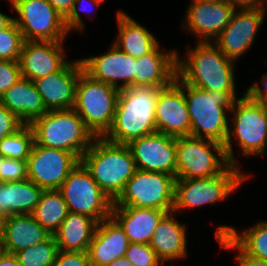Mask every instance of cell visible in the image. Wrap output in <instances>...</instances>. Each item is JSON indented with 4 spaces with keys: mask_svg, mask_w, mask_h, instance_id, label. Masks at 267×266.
<instances>
[{
    "mask_svg": "<svg viewBox=\"0 0 267 266\" xmlns=\"http://www.w3.org/2000/svg\"><path fill=\"white\" fill-rule=\"evenodd\" d=\"M176 164V178H208L230 165L223 144L193 136L176 138Z\"/></svg>",
    "mask_w": 267,
    "mask_h": 266,
    "instance_id": "9",
    "label": "cell"
},
{
    "mask_svg": "<svg viewBox=\"0 0 267 266\" xmlns=\"http://www.w3.org/2000/svg\"><path fill=\"white\" fill-rule=\"evenodd\" d=\"M59 191L71 213L87 215L98 223L111 216L114 202L81 162L69 173Z\"/></svg>",
    "mask_w": 267,
    "mask_h": 266,
    "instance_id": "11",
    "label": "cell"
},
{
    "mask_svg": "<svg viewBox=\"0 0 267 266\" xmlns=\"http://www.w3.org/2000/svg\"><path fill=\"white\" fill-rule=\"evenodd\" d=\"M80 163L72 152L33 144L27 158V178L43 190H59Z\"/></svg>",
    "mask_w": 267,
    "mask_h": 266,
    "instance_id": "13",
    "label": "cell"
},
{
    "mask_svg": "<svg viewBox=\"0 0 267 266\" xmlns=\"http://www.w3.org/2000/svg\"><path fill=\"white\" fill-rule=\"evenodd\" d=\"M171 211L135 206L112 207L111 216L120 224L130 243L149 244L154 229Z\"/></svg>",
    "mask_w": 267,
    "mask_h": 266,
    "instance_id": "23",
    "label": "cell"
},
{
    "mask_svg": "<svg viewBox=\"0 0 267 266\" xmlns=\"http://www.w3.org/2000/svg\"><path fill=\"white\" fill-rule=\"evenodd\" d=\"M63 41H24L20 53L21 77L34 81L61 70L68 61L63 57Z\"/></svg>",
    "mask_w": 267,
    "mask_h": 266,
    "instance_id": "20",
    "label": "cell"
},
{
    "mask_svg": "<svg viewBox=\"0 0 267 266\" xmlns=\"http://www.w3.org/2000/svg\"><path fill=\"white\" fill-rule=\"evenodd\" d=\"M191 121L190 136L225 144L229 119L227 112L238 99L236 92L204 91L183 82Z\"/></svg>",
    "mask_w": 267,
    "mask_h": 266,
    "instance_id": "4",
    "label": "cell"
},
{
    "mask_svg": "<svg viewBox=\"0 0 267 266\" xmlns=\"http://www.w3.org/2000/svg\"><path fill=\"white\" fill-rule=\"evenodd\" d=\"M176 177L137 169L112 207L135 206L173 211Z\"/></svg>",
    "mask_w": 267,
    "mask_h": 266,
    "instance_id": "10",
    "label": "cell"
},
{
    "mask_svg": "<svg viewBox=\"0 0 267 266\" xmlns=\"http://www.w3.org/2000/svg\"><path fill=\"white\" fill-rule=\"evenodd\" d=\"M119 89L92 79L84 71L76 87L73 109L95 137H103L111 128Z\"/></svg>",
    "mask_w": 267,
    "mask_h": 266,
    "instance_id": "7",
    "label": "cell"
},
{
    "mask_svg": "<svg viewBox=\"0 0 267 266\" xmlns=\"http://www.w3.org/2000/svg\"><path fill=\"white\" fill-rule=\"evenodd\" d=\"M51 266H92L87 252L58 251Z\"/></svg>",
    "mask_w": 267,
    "mask_h": 266,
    "instance_id": "39",
    "label": "cell"
},
{
    "mask_svg": "<svg viewBox=\"0 0 267 266\" xmlns=\"http://www.w3.org/2000/svg\"><path fill=\"white\" fill-rule=\"evenodd\" d=\"M264 4H265L264 1L261 0V7H262L263 9H266V8H265L266 5H264Z\"/></svg>",
    "mask_w": 267,
    "mask_h": 266,
    "instance_id": "52",
    "label": "cell"
},
{
    "mask_svg": "<svg viewBox=\"0 0 267 266\" xmlns=\"http://www.w3.org/2000/svg\"><path fill=\"white\" fill-rule=\"evenodd\" d=\"M87 1H89V3H92V4H95L96 5V7L98 8L99 7V5L101 4V3H103L104 2V0H87ZM88 3V4H89ZM84 4V0H75V2H74V4H73V6H72V10L70 11V13H69V15L64 19V23H65V26H66V28H67V30L69 31V32H71V30L73 31V30H82L83 31V28H84V25L85 24H83V21H82V18H81V15L79 14V11H78V7L80 8V10H81V8H82V6L85 8L86 6L85 5H83ZM78 6V7H77ZM83 10V9H82ZM81 10V11H82ZM91 10V9H90ZM84 11H86V13L88 12H90L88 9L87 10H85L84 9ZM83 11V12H84Z\"/></svg>",
    "mask_w": 267,
    "mask_h": 266,
    "instance_id": "40",
    "label": "cell"
},
{
    "mask_svg": "<svg viewBox=\"0 0 267 266\" xmlns=\"http://www.w3.org/2000/svg\"><path fill=\"white\" fill-rule=\"evenodd\" d=\"M221 248L225 249H237L238 254L236 259L238 260L239 266H267V261L257 259L245 254L227 235L216 238Z\"/></svg>",
    "mask_w": 267,
    "mask_h": 266,
    "instance_id": "41",
    "label": "cell"
},
{
    "mask_svg": "<svg viewBox=\"0 0 267 266\" xmlns=\"http://www.w3.org/2000/svg\"><path fill=\"white\" fill-rule=\"evenodd\" d=\"M229 4H231L235 9L236 7H240V9L244 8H258L261 7V0H226Z\"/></svg>",
    "mask_w": 267,
    "mask_h": 266,
    "instance_id": "44",
    "label": "cell"
},
{
    "mask_svg": "<svg viewBox=\"0 0 267 266\" xmlns=\"http://www.w3.org/2000/svg\"><path fill=\"white\" fill-rule=\"evenodd\" d=\"M13 21V17H9L0 12V31L7 28Z\"/></svg>",
    "mask_w": 267,
    "mask_h": 266,
    "instance_id": "47",
    "label": "cell"
},
{
    "mask_svg": "<svg viewBox=\"0 0 267 266\" xmlns=\"http://www.w3.org/2000/svg\"><path fill=\"white\" fill-rule=\"evenodd\" d=\"M30 126L37 145L69 151L79 159L95 138L73 108L47 111Z\"/></svg>",
    "mask_w": 267,
    "mask_h": 266,
    "instance_id": "5",
    "label": "cell"
},
{
    "mask_svg": "<svg viewBox=\"0 0 267 266\" xmlns=\"http://www.w3.org/2000/svg\"><path fill=\"white\" fill-rule=\"evenodd\" d=\"M0 266H21L15 254L5 252L0 259Z\"/></svg>",
    "mask_w": 267,
    "mask_h": 266,
    "instance_id": "45",
    "label": "cell"
},
{
    "mask_svg": "<svg viewBox=\"0 0 267 266\" xmlns=\"http://www.w3.org/2000/svg\"><path fill=\"white\" fill-rule=\"evenodd\" d=\"M69 213L59 190H44L39 203L32 212L34 219L52 235L59 229Z\"/></svg>",
    "mask_w": 267,
    "mask_h": 266,
    "instance_id": "31",
    "label": "cell"
},
{
    "mask_svg": "<svg viewBox=\"0 0 267 266\" xmlns=\"http://www.w3.org/2000/svg\"><path fill=\"white\" fill-rule=\"evenodd\" d=\"M261 84L263 88L259 86V83H255L247 89L246 93L252 100L267 105V73L261 78Z\"/></svg>",
    "mask_w": 267,
    "mask_h": 266,
    "instance_id": "42",
    "label": "cell"
},
{
    "mask_svg": "<svg viewBox=\"0 0 267 266\" xmlns=\"http://www.w3.org/2000/svg\"><path fill=\"white\" fill-rule=\"evenodd\" d=\"M158 44L150 53L136 58L135 86H155L164 88L170 85L177 75V51L165 52Z\"/></svg>",
    "mask_w": 267,
    "mask_h": 266,
    "instance_id": "21",
    "label": "cell"
},
{
    "mask_svg": "<svg viewBox=\"0 0 267 266\" xmlns=\"http://www.w3.org/2000/svg\"><path fill=\"white\" fill-rule=\"evenodd\" d=\"M173 213L168 212L161 219L149 243L163 263L187 256L186 227L177 222Z\"/></svg>",
    "mask_w": 267,
    "mask_h": 266,
    "instance_id": "25",
    "label": "cell"
},
{
    "mask_svg": "<svg viewBox=\"0 0 267 266\" xmlns=\"http://www.w3.org/2000/svg\"><path fill=\"white\" fill-rule=\"evenodd\" d=\"M52 234L32 214L6 216L0 241L7 253L16 252L47 240Z\"/></svg>",
    "mask_w": 267,
    "mask_h": 266,
    "instance_id": "24",
    "label": "cell"
},
{
    "mask_svg": "<svg viewBox=\"0 0 267 266\" xmlns=\"http://www.w3.org/2000/svg\"><path fill=\"white\" fill-rule=\"evenodd\" d=\"M134 266H163L156 252L149 244L130 243L125 255Z\"/></svg>",
    "mask_w": 267,
    "mask_h": 266,
    "instance_id": "35",
    "label": "cell"
},
{
    "mask_svg": "<svg viewBox=\"0 0 267 266\" xmlns=\"http://www.w3.org/2000/svg\"><path fill=\"white\" fill-rule=\"evenodd\" d=\"M186 11L184 30H188L198 42H212L229 24L234 7L226 0L220 2L191 1Z\"/></svg>",
    "mask_w": 267,
    "mask_h": 266,
    "instance_id": "19",
    "label": "cell"
},
{
    "mask_svg": "<svg viewBox=\"0 0 267 266\" xmlns=\"http://www.w3.org/2000/svg\"><path fill=\"white\" fill-rule=\"evenodd\" d=\"M34 142L32 127L24 124L17 132L0 140V151L5 158L27 161Z\"/></svg>",
    "mask_w": 267,
    "mask_h": 266,
    "instance_id": "32",
    "label": "cell"
},
{
    "mask_svg": "<svg viewBox=\"0 0 267 266\" xmlns=\"http://www.w3.org/2000/svg\"><path fill=\"white\" fill-rule=\"evenodd\" d=\"M111 47L103 55L80 59L84 72L92 79L119 90L135 87L136 58L119 50L114 44ZM120 80L121 85L118 84Z\"/></svg>",
    "mask_w": 267,
    "mask_h": 266,
    "instance_id": "17",
    "label": "cell"
},
{
    "mask_svg": "<svg viewBox=\"0 0 267 266\" xmlns=\"http://www.w3.org/2000/svg\"><path fill=\"white\" fill-rule=\"evenodd\" d=\"M118 32L114 45L134 58L150 53L159 42L148 29L132 19L127 13H117Z\"/></svg>",
    "mask_w": 267,
    "mask_h": 266,
    "instance_id": "29",
    "label": "cell"
},
{
    "mask_svg": "<svg viewBox=\"0 0 267 266\" xmlns=\"http://www.w3.org/2000/svg\"><path fill=\"white\" fill-rule=\"evenodd\" d=\"M80 162L113 202L137 170L129 147L110 142L104 137L94 138Z\"/></svg>",
    "mask_w": 267,
    "mask_h": 266,
    "instance_id": "3",
    "label": "cell"
},
{
    "mask_svg": "<svg viewBox=\"0 0 267 266\" xmlns=\"http://www.w3.org/2000/svg\"><path fill=\"white\" fill-rule=\"evenodd\" d=\"M24 41L23 35L14 21L7 28L1 30L0 60L19 61Z\"/></svg>",
    "mask_w": 267,
    "mask_h": 266,
    "instance_id": "34",
    "label": "cell"
},
{
    "mask_svg": "<svg viewBox=\"0 0 267 266\" xmlns=\"http://www.w3.org/2000/svg\"><path fill=\"white\" fill-rule=\"evenodd\" d=\"M186 59L177 52V76L204 91L235 92V61L227 58L213 42L189 46Z\"/></svg>",
    "mask_w": 267,
    "mask_h": 266,
    "instance_id": "2",
    "label": "cell"
},
{
    "mask_svg": "<svg viewBox=\"0 0 267 266\" xmlns=\"http://www.w3.org/2000/svg\"><path fill=\"white\" fill-rule=\"evenodd\" d=\"M247 178L238 166L231 164L221 174L208 178H176L173 212L226 201Z\"/></svg>",
    "mask_w": 267,
    "mask_h": 266,
    "instance_id": "8",
    "label": "cell"
},
{
    "mask_svg": "<svg viewBox=\"0 0 267 266\" xmlns=\"http://www.w3.org/2000/svg\"><path fill=\"white\" fill-rule=\"evenodd\" d=\"M0 103L13 112L24 124L30 125L47 112L33 81L21 78L0 98Z\"/></svg>",
    "mask_w": 267,
    "mask_h": 266,
    "instance_id": "26",
    "label": "cell"
},
{
    "mask_svg": "<svg viewBox=\"0 0 267 266\" xmlns=\"http://www.w3.org/2000/svg\"><path fill=\"white\" fill-rule=\"evenodd\" d=\"M83 71L81 60L77 59L68 62L61 70L33 81L47 111L73 108L77 83Z\"/></svg>",
    "mask_w": 267,
    "mask_h": 266,
    "instance_id": "18",
    "label": "cell"
},
{
    "mask_svg": "<svg viewBox=\"0 0 267 266\" xmlns=\"http://www.w3.org/2000/svg\"><path fill=\"white\" fill-rule=\"evenodd\" d=\"M5 220H6V216L0 211V236L3 230Z\"/></svg>",
    "mask_w": 267,
    "mask_h": 266,
    "instance_id": "48",
    "label": "cell"
},
{
    "mask_svg": "<svg viewBox=\"0 0 267 266\" xmlns=\"http://www.w3.org/2000/svg\"><path fill=\"white\" fill-rule=\"evenodd\" d=\"M230 112H233L234 125L229 128L224 144L227 159L238 166L233 154L232 136L235 135L243 156L263 155L267 146V105L252 100L246 93L237 99Z\"/></svg>",
    "mask_w": 267,
    "mask_h": 266,
    "instance_id": "6",
    "label": "cell"
},
{
    "mask_svg": "<svg viewBox=\"0 0 267 266\" xmlns=\"http://www.w3.org/2000/svg\"><path fill=\"white\" fill-rule=\"evenodd\" d=\"M54 235L15 253L21 266H51L58 254Z\"/></svg>",
    "mask_w": 267,
    "mask_h": 266,
    "instance_id": "33",
    "label": "cell"
},
{
    "mask_svg": "<svg viewBox=\"0 0 267 266\" xmlns=\"http://www.w3.org/2000/svg\"><path fill=\"white\" fill-rule=\"evenodd\" d=\"M5 252H6V251H5V249L3 248L2 243H1V241H0V259H1V257L3 256V254H4Z\"/></svg>",
    "mask_w": 267,
    "mask_h": 266,
    "instance_id": "50",
    "label": "cell"
},
{
    "mask_svg": "<svg viewBox=\"0 0 267 266\" xmlns=\"http://www.w3.org/2000/svg\"><path fill=\"white\" fill-rule=\"evenodd\" d=\"M155 120L159 133L175 138L190 136L191 121L185 101L183 81L177 75L170 85L159 91Z\"/></svg>",
    "mask_w": 267,
    "mask_h": 266,
    "instance_id": "16",
    "label": "cell"
},
{
    "mask_svg": "<svg viewBox=\"0 0 267 266\" xmlns=\"http://www.w3.org/2000/svg\"><path fill=\"white\" fill-rule=\"evenodd\" d=\"M130 242L120 224L112 217L98 223L88 256L92 266H106L123 257Z\"/></svg>",
    "mask_w": 267,
    "mask_h": 266,
    "instance_id": "22",
    "label": "cell"
},
{
    "mask_svg": "<svg viewBox=\"0 0 267 266\" xmlns=\"http://www.w3.org/2000/svg\"><path fill=\"white\" fill-rule=\"evenodd\" d=\"M19 61L0 60V98L16 82L21 79Z\"/></svg>",
    "mask_w": 267,
    "mask_h": 266,
    "instance_id": "37",
    "label": "cell"
},
{
    "mask_svg": "<svg viewBox=\"0 0 267 266\" xmlns=\"http://www.w3.org/2000/svg\"><path fill=\"white\" fill-rule=\"evenodd\" d=\"M225 235L248 256L267 261V221L258 222L242 233H238L231 226H218L215 237Z\"/></svg>",
    "mask_w": 267,
    "mask_h": 266,
    "instance_id": "30",
    "label": "cell"
},
{
    "mask_svg": "<svg viewBox=\"0 0 267 266\" xmlns=\"http://www.w3.org/2000/svg\"><path fill=\"white\" fill-rule=\"evenodd\" d=\"M24 123L6 106L0 103V140L17 132Z\"/></svg>",
    "mask_w": 267,
    "mask_h": 266,
    "instance_id": "38",
    "label": "cell"
},
{
    "mask_svg": "<svg viewBox=\"0 0 267 266\" xmlns=\"http://www.w3.org/2000/svg\"><path fill=\"white\" fill-rule=\"evenodd\" d=\"M14 22L25 41H64L69 31L64 19L47 0H15Z\"/></svg>",
    "mask_w": 267,
    "mask_h": 266,
    "instance_id": "12",
    "label": "cell"
},
{
    "mask_svg": "<svg viewBox=\"0 0 267 266\" xmlns=\"http://www.w3.org/2000/svg\"><path fill=\"white\" fill-rule=\"evenodd\" d=\"M160 89L155 86L121 89L112 126L103 137L128 145L135 139L156 133L155 110Z\"/></svg>",
    "mask_w": 267,
    "mask_h": 266,
    "instance_id": "1",
    "label": "cell"
},
{
    "mask_svg": "<svg viewBox=\"0 0 267 266\" xmlns=\"http://www.w3.org/2000/svg\"><path fill=\"white\" fill-rule=\"evenodd\" d=\"M5 157L2 155L1 151H0V173H2V161Z\"/></svg>",
    "mask_w": 267,
    "mask_h": 266,
    "instance_id": "51",
    "label": "cell"
},
{
    "mask_svg": "<svg viewBox=\"0 0 267 266\" xmlns=\"http://www.w3.org/2000/svg\"><path fill=\"white\" fill-rule=\"evenodd\" d=\"M106 266H134L125 256L113 260Z\"/></svg>",
    "mask_w": 267,
    "mask_h": 266,
    "instance_id": "46",
    "label": "cell"
},
{
    "mask_svg": "<svg viewBox=\"0 0 267 266\" xmlns=\"http://www.w3.org/2000/svg\"><path fill=\"white\" fill-rule=\"evenodd\" d=\"M266 9H234L229 24L212 41L229 59L236 61L251 47L265 18Z\"/></svg>",
    "mask_w": 267,
    "mask_h": 266,
    "instance_id": "14",
    "label": "cell"
},
{
    "mask_svg": "<svg viewBox=\"0 0 267 266\" xmlns=\"http://www.w3.org/2000/svg\"><path fill=\"white\" fill-rule=\"evenodd\" d=\"M127 146L132 153L137 169L176 177L175 137L156 132L135 139Z\"/></svg>",
    "mask_w": 267,
    "mask_h": 266,
    "instance_id": "15",
    "label": "cell"
},
{
    "mask_svg": "<svg viewBox=\"0 0 267 266\" xmlns=\"http://www.w3.org/2000/svg\"><path fill=\"white\" fill-rule=\"evenodd\" d=\"M27 179V161L4 158L0 182H14Z\"/></svg>",
    "mask_w": 267,
    "mask_h": 266,
    "instance_id": "36",
    "label": "cell"
},
{
    "mask_svg": "<svg viewBox=\"0 0 267 266\" xmlns=\"http://www.w3.org/2000/svg\"><path fill=\"white\" fill-rule=\"evenodd\" d=\"M44 190L31 180L0 182V211L5 216L32 214Z\"/></svg>",
    "mask_w": 267,
    "mask_h": 266,
    "instance_id": "28",
    "label": "cell"
},
{
    "mask_svg": "<svg viewBox=\"0 0 267 266\" xmlns=\"http://www.w3.org/2000/svg\"><path fill=\"white\" fill-rule=\"evenodd\" d=\"M54 9L60 14V16L65 19L70 11L75 0H47Z\"/></svg>",
    "mask_w": 267,
    "mask_h": 266,
    "instance_id": "43",
    "label": "cell"
},
{
    "mask_svg": "<svg viewBox=\"0 0 267 266\" xmlns=\"http://www.w3.org/2000/svg\"><path fill=\"white\" fill-rule=\"evenodd\" d=\"M192 1H201V2L212 3V2H220V1H223V0H192Z\"/></svg>",
    "mask_w": 267,
    "mask_h": 266,
    "instance_id": "49",
    "label": "cell"
},
{
    "mask_svg": "<svg viewBox=\"0 0 267 266\" xmlns=\"http://www.w3.org/2000/svg\"><path fill=\"white\" fill-rule=\"evenodd\" d=\"M98 222L84 214L69 212L53 234L59 251L87 252Z\"/></svg>",
    "mask_w": 267,
    "mask_h": 266,
    "instance_id": "27",
    "label": "cell"
}]
</instances>
